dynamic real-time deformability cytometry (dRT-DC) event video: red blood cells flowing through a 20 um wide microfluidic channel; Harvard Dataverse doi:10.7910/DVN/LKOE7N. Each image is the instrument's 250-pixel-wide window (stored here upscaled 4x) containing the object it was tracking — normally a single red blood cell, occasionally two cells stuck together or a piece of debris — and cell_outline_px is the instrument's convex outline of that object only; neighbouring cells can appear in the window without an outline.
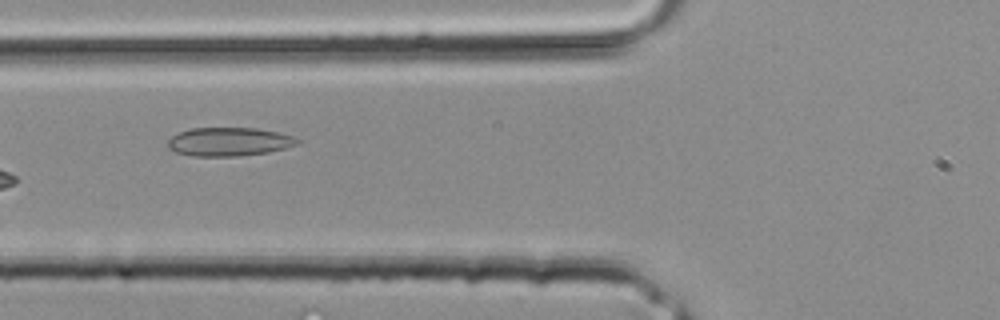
{"species": "common noctule bat (a hibernating species)", "species_latin": "Nyctalus noctula", "temperature_condition": "room temperature", "stored_images_in_passage": 4, "camera_frame_rate_fps": 3000, "um_per_image_px": 0.085, "animal": {"sex": "male", "body_mass_g": 20.4}, "frame": {"image": 1, "passage_image": 4, "time_ms": 1.0, "image_size_px": [1000, 320], "cell_outline_px": [[300, 140], [296, 144], [284, 148], [268, 152], [240, 156], [192, 156], [176, 152], [168, 148], [168, 140], [172, 136], [180, 132], [192, 128], [256, 128], [276, 132], [292, 136]], "centroid_in_image_um": [19.43, 12.05], "position_along_channel_um": 106.4, "area_um2": 21.39}}